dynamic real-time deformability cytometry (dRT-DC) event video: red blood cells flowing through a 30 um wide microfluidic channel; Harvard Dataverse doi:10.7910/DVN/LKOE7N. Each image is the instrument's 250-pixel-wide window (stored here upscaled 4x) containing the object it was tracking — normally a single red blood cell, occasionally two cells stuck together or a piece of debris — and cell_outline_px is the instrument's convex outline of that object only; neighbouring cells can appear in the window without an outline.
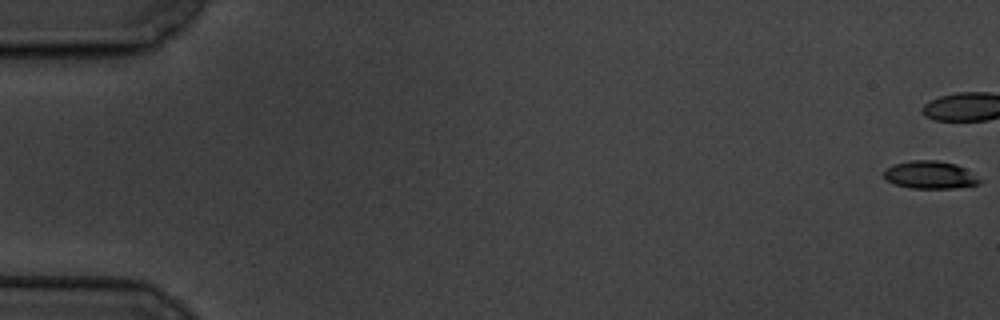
{"species": "common noctule bat (a hibernating species)", "species_latin": "Nyctalus noctula", "temperature_condition": "cold", "stored_images_in_passage": 6, "camera_frame_rate_fps": 3000, "um_per_image_px": 0.085, "animal": {"sex": "male", "body_mass_g": 19.5, "forearm_length_mm": 54.6}, "frame": {"image": 1, "passage_image": 1, "time_ms": 0.0, "image_size_px": [1000, 320], "cell_outline_px": [[980, 184], [952, 188], [908, 188], [896, 184], [888, 180], [884, 176], [884, 168], [892, 164], [912, 160], [936, 160], [956, 164], [964, 168], [980, 180]], "centroid_in_image_um": [79.0, 14.86], "position_along_channel_um": 6.0, "area_um2": 15.32}}